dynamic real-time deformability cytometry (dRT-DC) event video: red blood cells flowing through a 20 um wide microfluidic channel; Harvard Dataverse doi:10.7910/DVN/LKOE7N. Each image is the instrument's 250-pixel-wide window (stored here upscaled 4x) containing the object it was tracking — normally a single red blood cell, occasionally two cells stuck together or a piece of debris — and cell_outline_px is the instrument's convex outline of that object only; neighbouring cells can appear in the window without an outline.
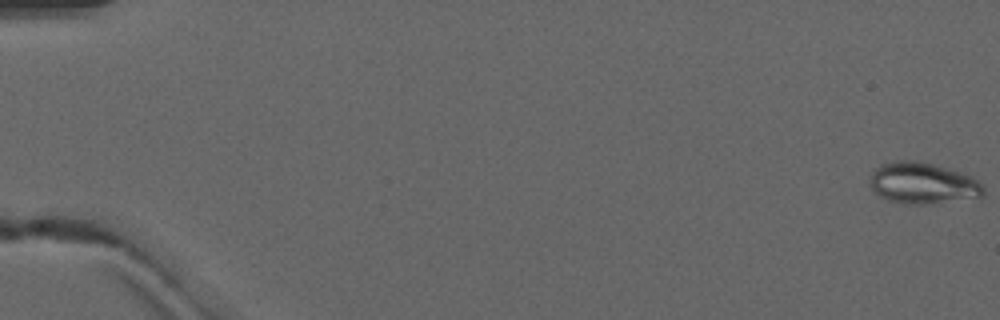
{"species": "common noctule bat (a hibernating species)", "species_latin": "Nyctalus noctula", "temperature_condition": "warm", "stored_images_in_passage": 8, "camera_frame_rate_fps": 3000, "um_per_image_px": 0.085, "animal": {"sex": "male", "forearm_length_mm": 52.5}, "frame": {"image": 1, "passage_image": 1, "time_ms": 0.0, "image_size_px": [1000, 320], "cell_outline_px": [[984, 196], [924, 204], [904, 204], [888, 200], [880, 196], [868, 184], [872, 172], [880, 164], [896, 160], [916, 160], [932, 164], [960, 172], [976, 180], [984, 188]], "centroid_in_image_um": [78.37, 15.56], "position_along_channel_um": 6.6, "area_um2": 27.05}}
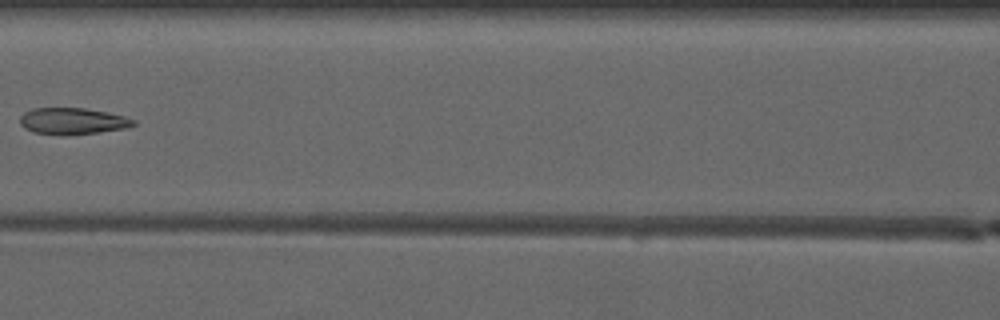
{"frame": {"image": 2, "passage_image": 8, "time_ms": 8.0, "image_size_px": [1000, 320], "cell_outline_px": [[136, 124], [128, 128], [100, 132], [32, 132], [24, 128], [20, 124], [20, 116], [24, 112], [32, 108], [84, 108], [108, 112], [124, 116], [136, 120]], "centroid_in_image_um": [6.21, 10.24], "position_along_channel_um": 160.4, "area_um2": 16.88}}